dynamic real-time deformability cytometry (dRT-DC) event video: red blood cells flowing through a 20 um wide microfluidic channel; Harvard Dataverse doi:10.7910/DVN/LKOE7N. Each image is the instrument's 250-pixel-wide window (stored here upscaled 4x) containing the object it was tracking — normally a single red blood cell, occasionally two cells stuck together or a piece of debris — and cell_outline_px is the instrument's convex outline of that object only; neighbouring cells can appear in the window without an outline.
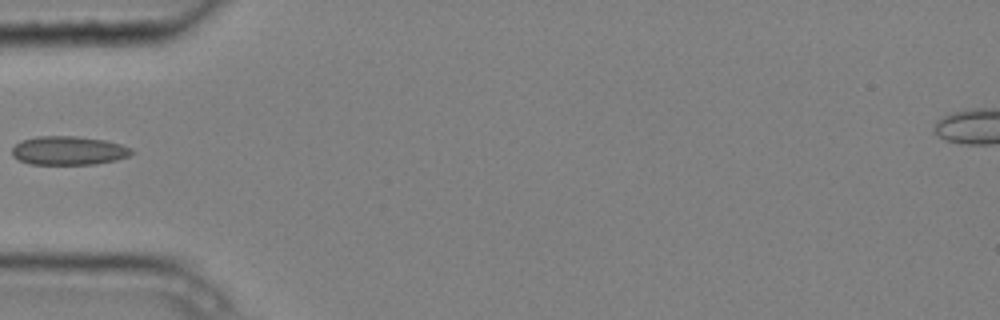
{"species": "common noctule bat (a hibernating species)", "species_latin": "Nyctalus noctula", "temperature_condition": "cold", "stored_images_in_passage": 5, "camera_frame_rate_fps": 3000, "um_per_image_px": 0.085, "animal": {"sex": "male", "body_mass_g": 20.4}, "frame": {"image": 1, "passage_image": 5, "time_ms": 1.333, "image_size_px": [1000, 320], "cell_outline_px": [[136, 152], [128, 156], [116, 160], [96, 164], [32, 164], [20, 160], [12, 156], [12, 148], [20, 140], [36, 136], [76, 136], [104, 140], [120, 144], [132, 148]], "centroid_in_image_um": [5.84, 12.79], "position_along_channel_um": 79.2, "area_um2": 20.11}}